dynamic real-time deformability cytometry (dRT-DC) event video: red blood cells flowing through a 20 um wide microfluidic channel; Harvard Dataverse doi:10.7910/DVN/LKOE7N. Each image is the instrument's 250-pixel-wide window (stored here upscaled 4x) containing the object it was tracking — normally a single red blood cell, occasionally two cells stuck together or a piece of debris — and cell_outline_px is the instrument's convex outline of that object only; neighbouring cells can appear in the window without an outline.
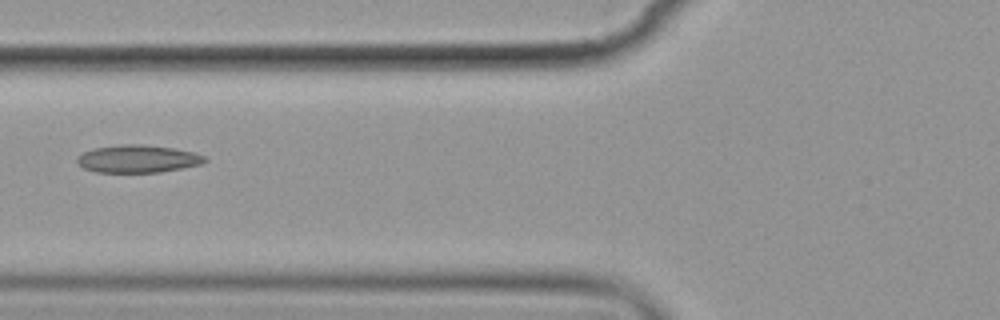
{"species": "common noctule bat (a hibernating species)", "species_latin": "Nyctalus noctula", "temperature_condition": "cold", "stored_images_in_passage": 5, "camera_frame_rate_fps": 3000, "um_per_image_px": 0.085, "animal": {"sex": "female", "body_mass_g": 19.9}, "frame": {"image": 1, "passage_image": 5, "time_ms": 5.0, "image_size_px": [1000, 320], "cell_outline_px": [[208, 160], [200, 164], [160, 172], [96, 172], [84, 168], [76, 164], [76, 156], [84, 152], [96, 148], [120, 144], [140, 144], [176, 148], [196, 152], [208, 156]], "centroid_in_image_um": [11.73, 13.49], "position_along_channel_um": 114.1, "area_um2": 20.75}}